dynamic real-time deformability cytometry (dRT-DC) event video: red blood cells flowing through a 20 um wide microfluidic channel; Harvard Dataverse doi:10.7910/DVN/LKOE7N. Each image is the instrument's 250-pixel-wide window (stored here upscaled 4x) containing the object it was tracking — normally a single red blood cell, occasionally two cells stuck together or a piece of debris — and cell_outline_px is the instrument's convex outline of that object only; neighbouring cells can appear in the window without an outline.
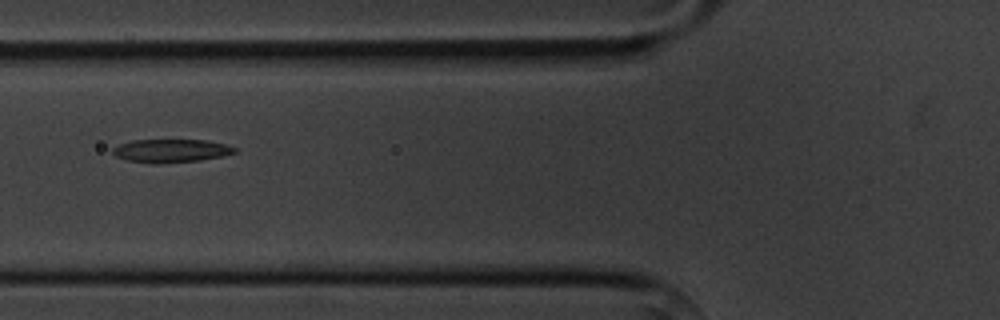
{"species": "common noctule bat (a hibernating species)", "species_latin": "Nyctalus noctula", "temperature_condition": "cold", "stored_images_in_passage": 2, "camera_frame_rate_fps": 3000, "um_per_image_px": 0.085, "animal": {"sex": "male", "body_mass_g": 20.1, "forearm_length_mm": 53.5}, "frame": {"image": 1, "passage_image": 2, "time_ms": 1.333, "image_size_px": [1000, 320], "cell_outline_px": [[236, 152], [224, 156], [200, 160], [160, 164], [148, 164], [128, 160], [116, 156], [112, 152], [112, 148], [120, 144], [132, 140], [208, 140], [224, 144], [236, 148]], "centroid_in_image_um": [14.53, 12.82], "position_along_channel_um": 111.3, "area_um2": 16.65}}